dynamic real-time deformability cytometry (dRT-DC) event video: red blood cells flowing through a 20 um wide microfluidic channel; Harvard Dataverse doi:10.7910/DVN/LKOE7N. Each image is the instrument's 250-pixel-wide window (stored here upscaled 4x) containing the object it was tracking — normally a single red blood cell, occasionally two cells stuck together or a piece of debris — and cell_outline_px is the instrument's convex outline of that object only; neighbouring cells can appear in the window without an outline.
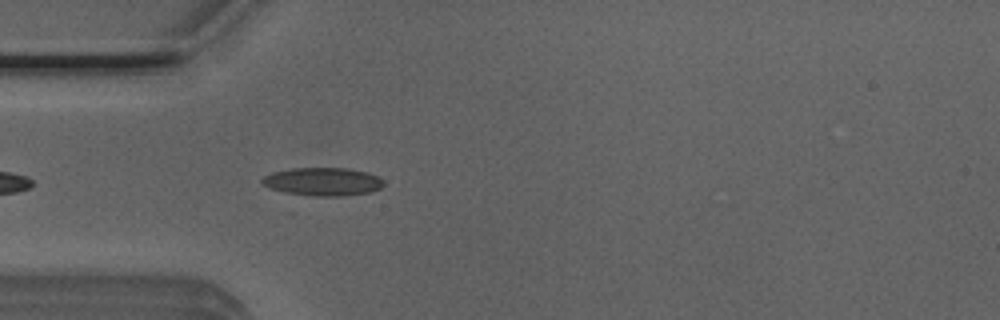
{"species": "Egyptian fruit bat (a non-hibernating species)", "species_latin": "Rousettus aegyptiacus", "temperature_condition": "room temperature", "stored_images_in_passage": 41, "camera_frame_rate_fps": 3000, "um_per_image_px": 0.085, "animal": {"sex": "male"}, "frame": {"image": 1, "passage_image": 4, "time_ms": 1.0, "image_size_px": [1000, 320], "cell_outline_px": [[384, 184], [380, 188], [372, 192], [344, 196], [312, 196], [284, 192], [260, 184], [260, 180], [264, 176], [272, 172], [292, 168], [348, 168], [368, 172], [384, 180]], "centroid_in_image_um": [27.44, 15.44], "position_along_channel_um": 57.6, "area_um2": 20.11}}
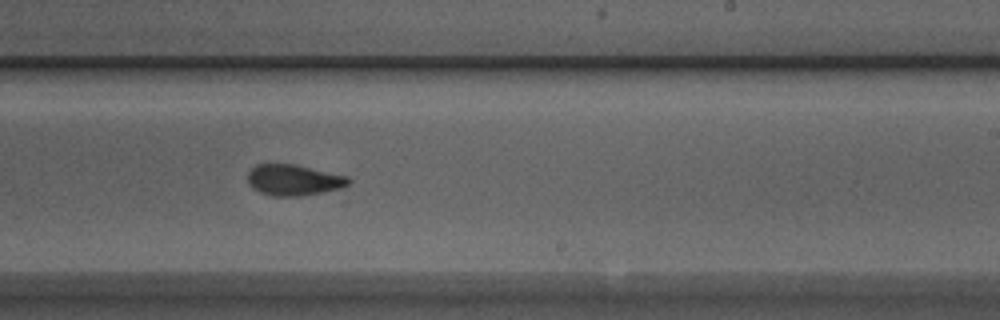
{"frame": {"image": 2, "passage_image": 20, "time_ms": 6.333, "image_size_px": [1000, 320], "cell_outline_px": [[352, 180], [348, 184], [340, 188], [300, 196], [272, 196], [260, 192], [252, 188], [248, 184], [248, 172], [256, 164], [296, 164], [348, 176]], "centroid_in_image_um": [24.95, 15.29], "position_along_channel_um": 264.1, "area_um2": 18.21}}
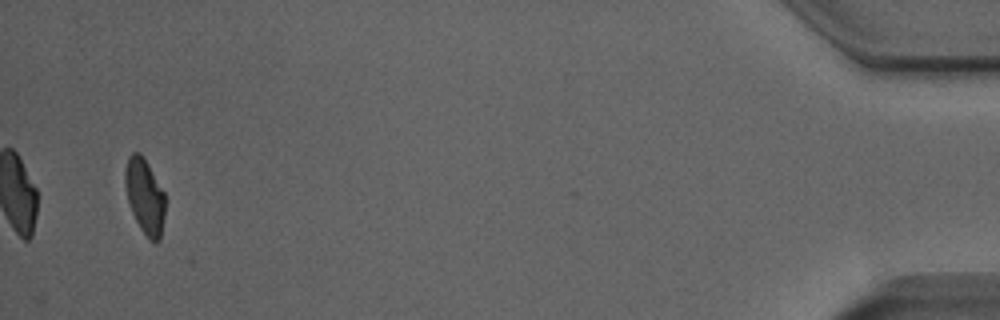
{"frame": {"image": 3, "passage_image": 39, "time_ms": 12.667, "image_size_px": [1000, 320], "cell_outline_px": [[164, 216], [160, 240], [156, 244], [140, 228], [132, 212], [128, 200], [124, 184], [124, 172], [128, 156], [132, 152], [140, 152], [144, 156], [164, 192]], "centroid_in_image_um": [12.29, 16.63], "position_along_channel_um": 422.9, "area_um2": 17.51}, "authors_computed_cell_mechanics": {"area_um2": 18.6116, "velocity_mm_per_s": 3.9267, "shape_relaxation_time_tau1_ms": 4.8501, "shape_relaxation_time_tau2_ms": 1.5985, "deformation_change_tau1": 0.1221, "deformation_change_tau2": 0.0683}}